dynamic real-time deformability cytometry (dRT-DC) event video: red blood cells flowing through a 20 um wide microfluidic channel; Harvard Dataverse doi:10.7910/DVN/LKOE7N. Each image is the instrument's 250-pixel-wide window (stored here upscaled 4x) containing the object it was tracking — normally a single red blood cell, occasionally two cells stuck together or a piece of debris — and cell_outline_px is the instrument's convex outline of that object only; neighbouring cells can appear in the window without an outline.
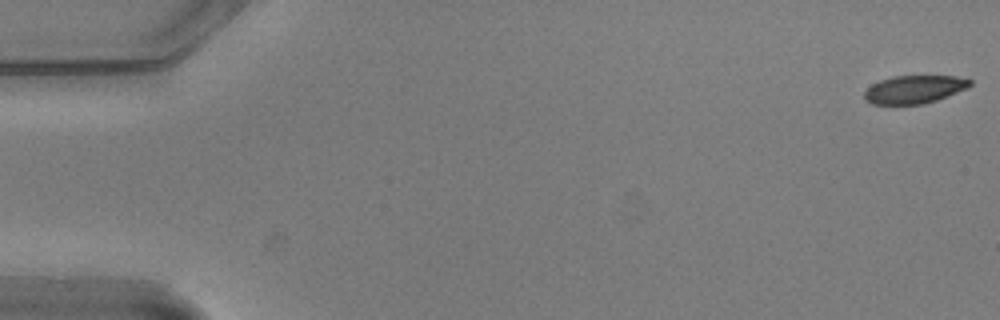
{"species": "common noctule bat (a hibernating species)", "species_latin": "Nyctalus noctula", "temperature_condition": "warm", "stored_images_in_passage": 14, "camera_frame_rate_fps": 3000, "um_per_image_px": 0.085, "animal": {"sex": "male", "body_mass_g": 20.5, "forearm_length_mm": 52.5}, "frame": {"image": 1, "passage_image": 1, "time_ms": 0.0, "image_size_px": [1000, 320], "cell_outline_px": [[972, 84], [968, 88], [936, 100], [924, 104], [872, 104], [864, 100], [864, 92], [872, 84], [880, 80], [892, 76], [956, 76], [972, 80]], "centroid_in_image_um": [77.71, 7.59], "position_along_channel_um": 7.3, "area_um2": 17.28}}
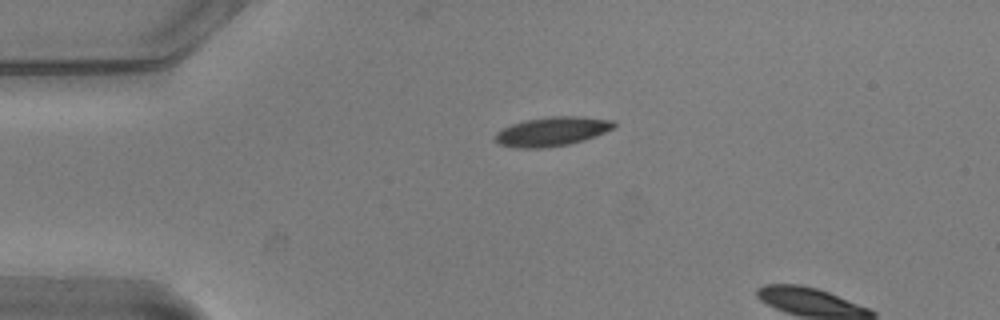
{"frame": {"image": 2, "passage_image": 13, "time_ms": 4.0, "image_size_px": [1000, 320], "cell_outline_px": [[616, 128], [596, 136], [584, 140], [568, 144], [544, 148], [516, 148], [500, 144], [496, 140], [496, 132], [512, 124], [524, 120], [548, 116], [580, 116], [616, 120]], "centroid_in_image_um": [46.99, 11.16], "position_along_channel_um": 38.0, "area_um2": 20.35}}